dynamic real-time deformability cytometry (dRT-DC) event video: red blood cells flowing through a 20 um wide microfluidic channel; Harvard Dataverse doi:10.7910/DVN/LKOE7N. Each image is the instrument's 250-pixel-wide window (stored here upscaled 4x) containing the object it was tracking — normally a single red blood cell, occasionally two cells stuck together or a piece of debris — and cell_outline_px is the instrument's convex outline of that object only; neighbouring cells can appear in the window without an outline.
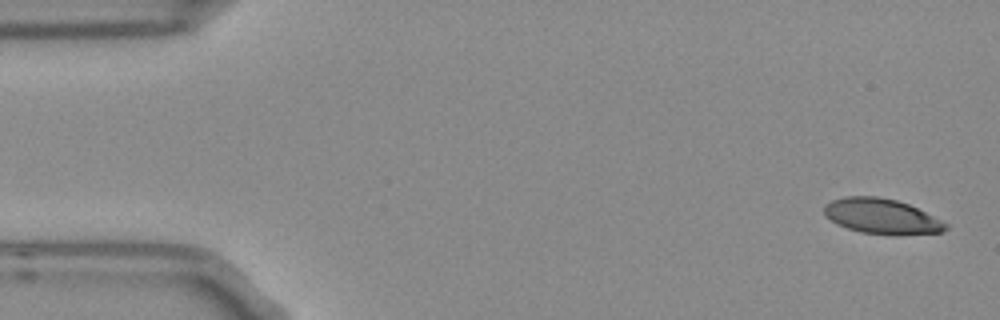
{"species": "Egyptian fruit bat (a non-hibernating species)", "species_latin": "Rousettus aegyptiacus", "temperature_condition": "room temperature", "stored_images_in_passage": 4, "camera_frame_rate_fps": 3000, "um_per_image_px": 0.085, "frame": {"image": 1, "passage_image": 1, "time_ms": 0.0, "image_size_px": [1000, 320], "cell_outline_px": [[948, 228], [940, 232], [860, 232], [836, 224], [824, 212], [824, 204], [832, 200], [844, 196], [876, 196], [896, 200], [908, 204], [948, 224]], "centroid_in_image_um": [74.85, 18.32], "position_along_channel_um": 10.1, "area_um2": 23.7}}
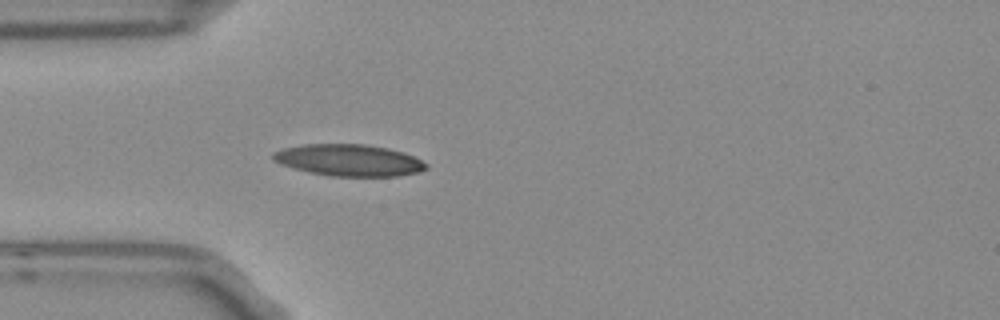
{"frame": {"image": 2, "passage_image": 4, "time_ms": 1.0, "image_size_px": [1000, 320], "cell_outline_px": [[428, 168], [420, 172], [396, 176], [328, 176], [308, 172], [280, 164], [272, 160], [272, 152], [284, 148], [304, 144], [364, 144], [388, 148], [404, 152], [428, 164]], "centroid_in_image_um": [29.65, 13.62], "position_along_channel_um": 55.4, "area_um2": 28.38}}